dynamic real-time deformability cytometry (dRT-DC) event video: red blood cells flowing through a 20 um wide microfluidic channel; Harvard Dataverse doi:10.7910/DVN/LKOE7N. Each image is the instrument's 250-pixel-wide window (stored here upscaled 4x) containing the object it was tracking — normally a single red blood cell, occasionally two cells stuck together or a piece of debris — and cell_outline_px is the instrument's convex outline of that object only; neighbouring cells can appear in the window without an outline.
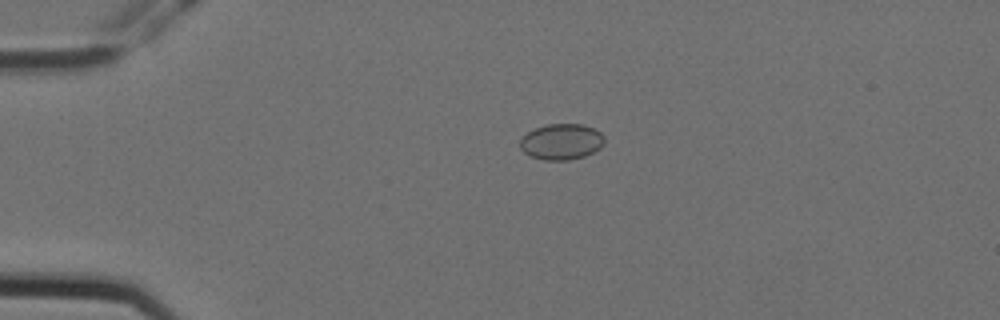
{"species": "Egyptian fruit bat (a non-hibernating species)", "species_latin": "Rousettus aegyptiacus", "temperature_condition": "cold", "stored_images_in_passage": 6, "camera_frame_rate_fps": 3000, "um_per_image_px": 0.085, "animal": {"sex": "female"}, "frame": {"image": 1, "passage_image": 4, "time_ms": 1.0, "image_size_px": [1000, 320], "cell_outline_px": [[604, 144], [600, 148], [584, 156], [568, 160], [544, 160], [532, 156], [524, 152], [520, 148], [520, 140], [528, 132], [536, 128], [548, 124], [584, 124], [600, 132], [604, 136]], "centroid_in_image_um": [47.74, 12.04], "position_along_channel_um": 37.3, "area_um2": 17.51}}
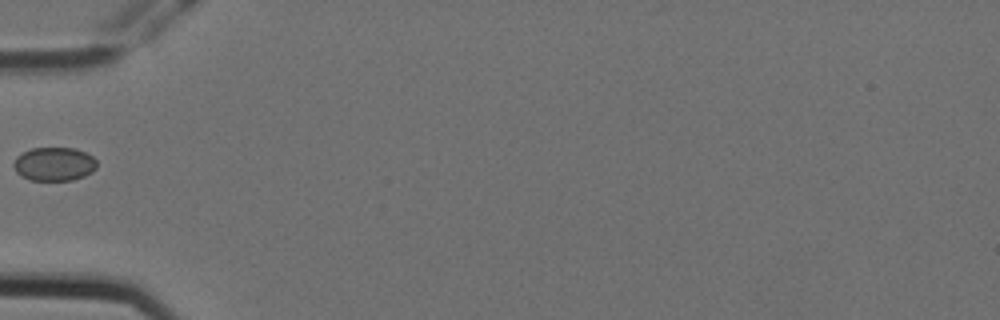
{"frame": {"image": 2, "passage_image": 6, "time_ms": 1.667, "image_size_px": [1000, 320], "cell_outline_px": [[96, 168], [92, 172], [84, 176], [72, 180], [28, 180], [20, 176], [16, 172], [12, 164], [16, 156], [32, 148], [76, 148], [92, 156], [96, 160]], "centroid_in_image_um": [4.58, 13.95], "position_along_channel_um": 80.4, "area_um2": 16.42}}